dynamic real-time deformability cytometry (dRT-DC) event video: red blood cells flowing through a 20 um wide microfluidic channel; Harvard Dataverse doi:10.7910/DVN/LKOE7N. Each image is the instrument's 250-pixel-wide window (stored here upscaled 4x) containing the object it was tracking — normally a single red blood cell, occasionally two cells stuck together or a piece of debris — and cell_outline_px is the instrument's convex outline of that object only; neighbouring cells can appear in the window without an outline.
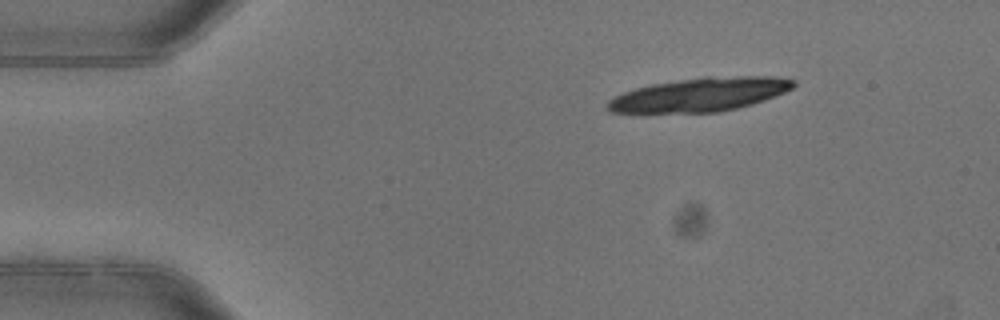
{"species": "common noctule bat (a hibernating species)", "species_latin": "Nyctalus noctula", "temperature_condition": "warm", "stored_images_in_passage": 2, "camera_frame_rate_fps": 3000, "um_per_image_px": 0.085, "animal": {"sex": "female"}, "frame": {"image": 1, "passage_image": 1, "time_ms": 0.0, "image_size_px": [1000, 320], "cell_outline_px": [[796, 84], [792, 88], [784, 92], [736, 108], [716, 112], [612, 112], [604, 108], [604, 104], [612, 96], [636, 88], [652, 84], [704, 76], [772, 76], [796, 80]], "centroid_in_image_um": [59.43, 8.02], "position_along_channel_um": 25.6, "area_um2": 36.18}}
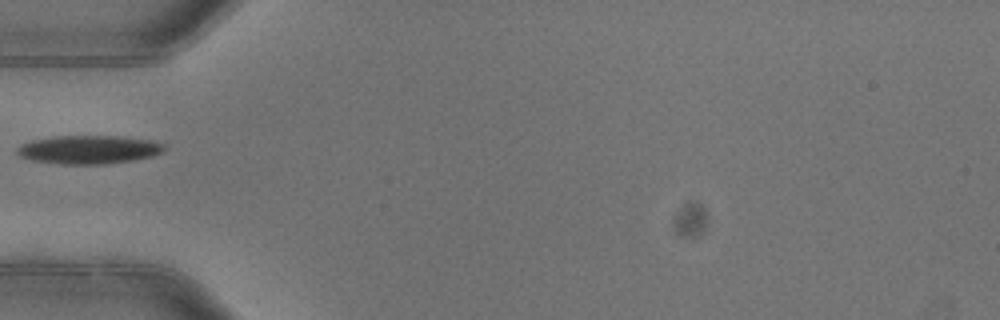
{"frame": {"image": 2, "passage_image": 2, "time_ms": 0.333, "image_size_px": [1000, 320], "cell_outline_px": [[164, 152], [152, 156], [132, 160], [104, 164], [60, 164], [32, 160], [20, 156], [16, 152], [16, 148], [20, 144], [32, 140], [52, 136], [120, 136], [152, 140], [164, 144]], "centroid_in_image_um": [7.53, 12.71], "position_along_channel_um": 77.5, "area_um2": 24.51}}